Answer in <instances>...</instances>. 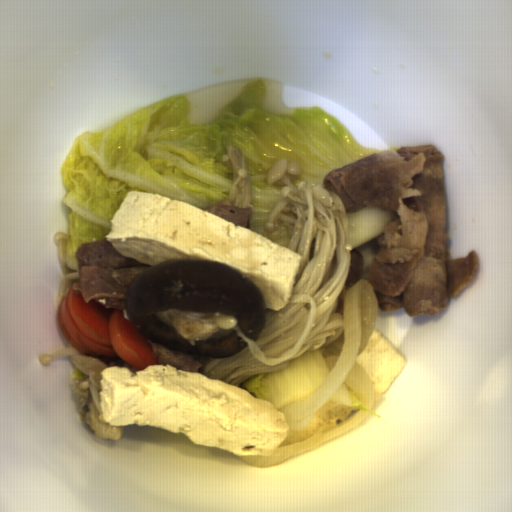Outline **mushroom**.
<instances>
[{"label": "mushroom", "mask_w": 512, "mask_h": 512, "mask_svg": "<svg viewBox=\"0 0 512 512\" xmlns=\"http://www.w3.org/2000/svg\"><path fill=\"white\" fill-rule=\"evenodd\" d=\"M125 306L140 333L181 354L229 357L248 348L234 329L215 318L231 314L242 333L257 341L267 320V305L255 283L220 262L165 260L132 280Z\"/></svg>", "instance_id": "983e1aa8"}]
</instances>
